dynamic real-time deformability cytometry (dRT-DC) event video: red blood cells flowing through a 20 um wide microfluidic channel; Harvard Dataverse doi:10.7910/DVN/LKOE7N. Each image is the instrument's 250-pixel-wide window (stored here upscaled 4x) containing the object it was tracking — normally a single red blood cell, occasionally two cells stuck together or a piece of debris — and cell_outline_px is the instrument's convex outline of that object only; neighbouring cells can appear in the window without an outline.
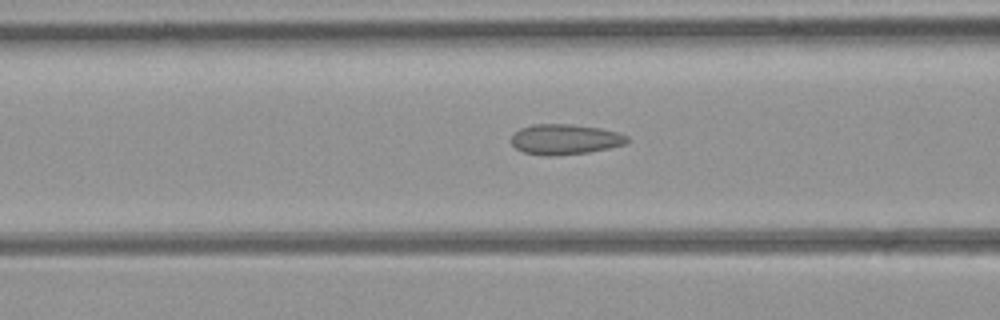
{"species": "common noctule bat (a hibernating species)", "species_latin": "Nyctalus noctula", "temperature_condition": "room temperature", "stored_images_in_passage": 51, "camera_frame_rate_fps": 3000, "um_per_image_px": 0.085, "animal": {"sex": "female", "body_mass_g": 21.9}, "frame": {"image": 1, "passage_image": 20, "time_ms": 6.333, "image_size_px": [1000, 320], "cell_outline_px": [[628, 140], [624, 144], [608, 148], [588, 152], [548, 156], [524, 152], [516, 148], [512, 144], [512, 136], [520, 128], [532, 124], [572, 124], [600, 128], [616, 132], [628, 136]], "centroid_in_image_um": [48.01, 11.83], "position_along_channel_um": 118.6, "area_um2": 20.23}}
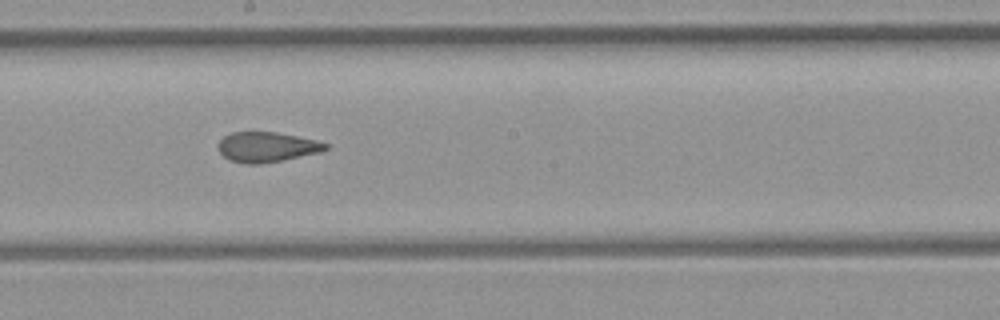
{"frame": {"image": 2, "passage_image": 28, "time_ms": 9.0, "image_size_px": [1000, 320], "cell_outline_px": [[328, 148], [324, 152], [284, 160], [260, 164], [244, 164], [228, 160], [220, 152], [220, 140], [224, 136], [232, 132], [276, 132], [316, 140], [328, 144]], "centroid_in_image_um": [22.72, 12.51], "position_along_channel_um": 225.5, "area_um2": 18.9}}
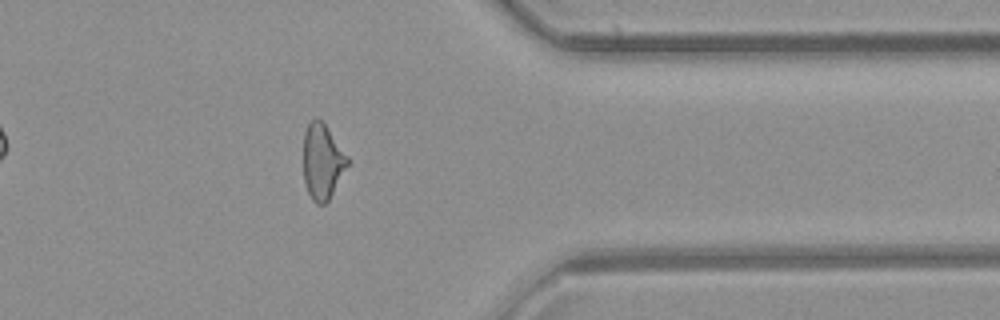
{"frame": {"image": 3, "passage_image": 41, "time_ms": 13.333, "image_size_px": [1000, 320], "cell_outline_px": [[348, 164], [328, 200], [324, 204], [316, 204], [312, 200], [308, 192], [304, 180], [304, 132], [308, 124], [316, 116], [324, 120], [348, 156]], "centroid_in_image_um": [27.4, 13.67], "position_along_channel_um": 384.0, "area_um2": 19.42}, "authors_computed_cell_mechanics": {"area_um2": 20.2878, "velocity_mm_per_s": 4.0026, "shape_relaxation_time_tau1_ms": null, "shape_relaxation_time_tau2_ms": 2.1959, "deformation_change_tau1": null, "deformation_change_tau2": 0.0855}}